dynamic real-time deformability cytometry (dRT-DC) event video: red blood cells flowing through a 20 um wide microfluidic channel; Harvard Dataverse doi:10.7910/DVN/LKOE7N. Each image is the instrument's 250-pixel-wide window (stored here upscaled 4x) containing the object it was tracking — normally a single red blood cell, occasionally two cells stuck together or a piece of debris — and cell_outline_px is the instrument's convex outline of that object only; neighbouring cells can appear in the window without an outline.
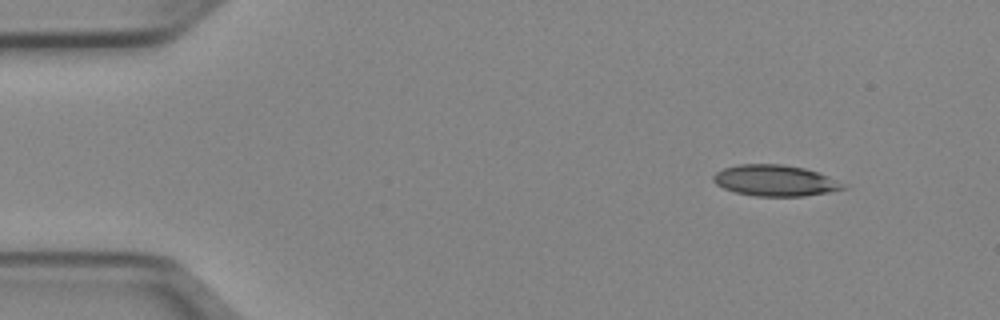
{"species": "Egyptian fruit bat (a non-hibernating species)", "species_latin": "Rousettus aegyptiacus", "temperature_condition": "cold", "stored_images_in_passage": 46, "camera_frame_rate_fps": 3000, "um_per_image_px": 0.085, "animal": {"sex": "female"}, "frame": {"image": 1, "passage_image": 1, "time_ms": 0.0, "image_size_px": [1000, 320], "cell_outline_px": [[848, 188], [828, 192], [804, 196], [756, 196], [736, 192], [724, 188], [716, 184], [712, 180], [712, 176], [716, 172], [724, 168], [740, 164], [784, 164], [804, 168], [820, 172], [848, 184]], "centroid_in_image_um": [65.94, 15.34], "position_along_channel_um": 19.1, "area_um2": 23.76}}
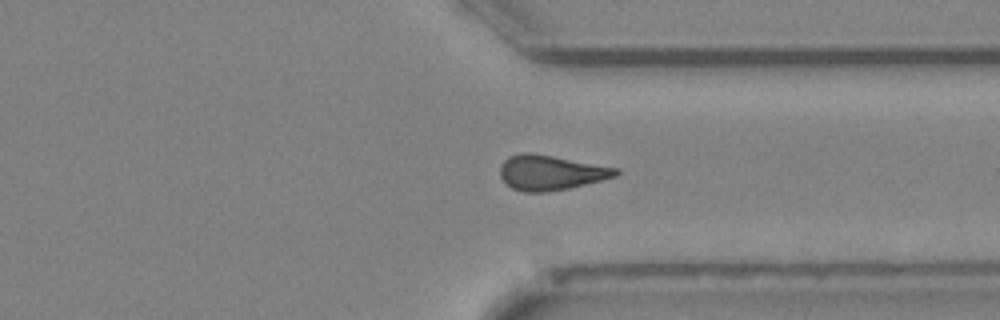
{"frame": {"image": 2, "passage_image": 34, "time_ms": 11.0, "image_size_px": [1000, 320], "cell_outline_px": [[620, 172], [616, 176], [568, 188], [544, 192], [524, 192], [512, 188], [500, 176], [500, 164], [508, 156], [524, 152], [532, 152], [620, 168]], "centroid_in_image_um": [46.8, 14.65], "position_along_channel_um": 364.6, "area_um2": 23.52}}
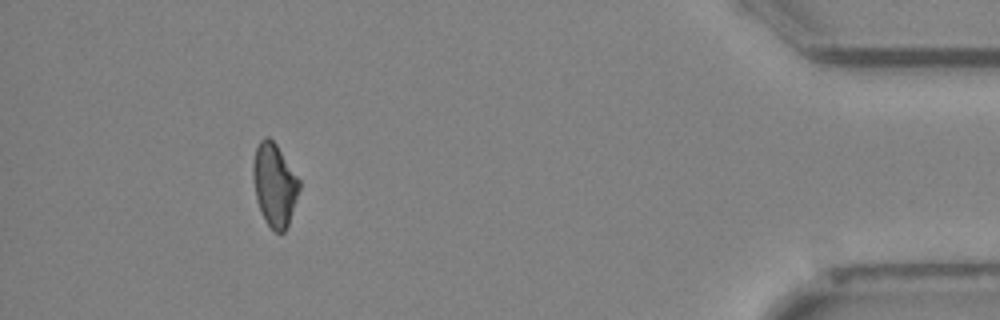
{"frame": {"image": 3, "passage_image": 42, "time_ms": 13.667, "image_size_px": [1000, 320], "cell_outline_px": [[300, 188], [288, 224], [284, 232], [276, 232], [264, 220], [256, 200], [252, 176], [252, 164], [256, 148], [260, 140], [264, 136], [268, 136], [276, 144], [300, 180]], "centroid_in_image_um": [23.31, 15.69], "position_along_channel_um": 411.9, "area_um2": 22.25}}